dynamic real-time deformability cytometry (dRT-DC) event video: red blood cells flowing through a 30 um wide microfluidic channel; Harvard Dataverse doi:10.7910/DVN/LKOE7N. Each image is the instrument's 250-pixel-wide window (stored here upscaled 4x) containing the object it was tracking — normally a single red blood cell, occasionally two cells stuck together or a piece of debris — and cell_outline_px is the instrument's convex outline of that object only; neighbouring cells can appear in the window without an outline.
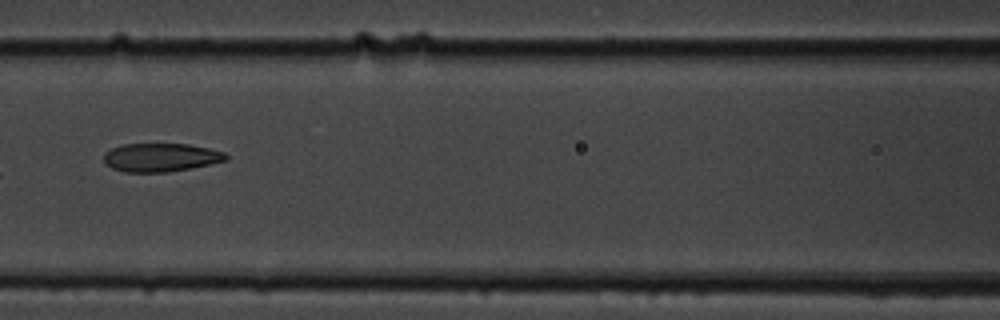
{"species": "common noctule bat (a hibernating species)", "species_latin": "Nyctalus noctula", "temperature_condition": "cold", "stored_images_in_passage": 18, "camera_frame_rate_fps": 3000, "um_per_image_px": 0.085, "animal": {"sex": "male", "body_mass_g": 19.5, "forearm_length_mm": 54.6}, "frame": {"image": 1, "passage_image": 8, "time_ms": 8.667, "image_size_px": [1000, 320], "cell_outline_px": [[228, 160], [168, 172], [124, 172], [112, 168], [104, 164], [104, 152], [112, 148], [124, 144], [188, 144], [208, 148], [224, 152], [228, 156]], "centroid_in_image_um": [13.63, 13.38], "position_along_channel_um": 153.0, "area_um2": 20.17}}
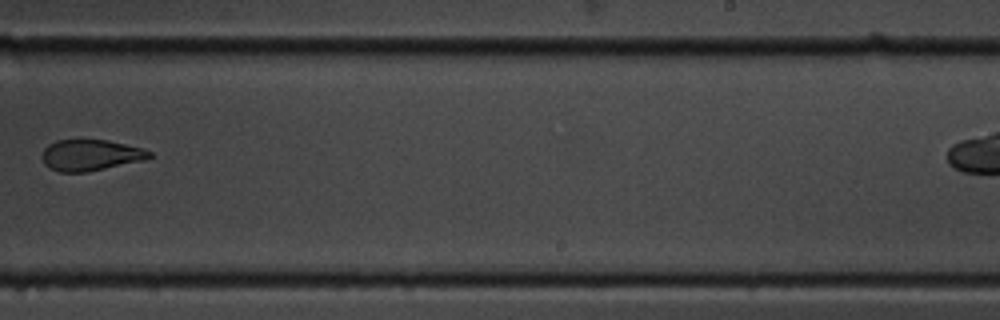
{"frame": {"image": 2, "passage_image": 11, "time_ms": 12.333, "image_size_px": [1000, 320], "cell_outline_px": [[152, 156], [144, 160], [88, 172], [60, 172], [48, 168], [44, 164], [40, 156], [44, 148], [48, 144], [56, 140], [76, 136], [108, 140], [140, 148], [152, 152]], "centroid_in_image_um": [7.61, 13.14], "position_along_channel_um": 281.4, "area_um2": 20.29}, "authors_computed_cell_mechanics": {"area_um2": 21.2415, "velocity_mm_per_s": 3.4984, "shape_relaxation_time_tau1_ms": 6.0252, "shape_relaxation_time_tau2_ms": 2.6307, "deformation_change_tau1": 0.2225, "deformation_change_tau2": 0.0789}}